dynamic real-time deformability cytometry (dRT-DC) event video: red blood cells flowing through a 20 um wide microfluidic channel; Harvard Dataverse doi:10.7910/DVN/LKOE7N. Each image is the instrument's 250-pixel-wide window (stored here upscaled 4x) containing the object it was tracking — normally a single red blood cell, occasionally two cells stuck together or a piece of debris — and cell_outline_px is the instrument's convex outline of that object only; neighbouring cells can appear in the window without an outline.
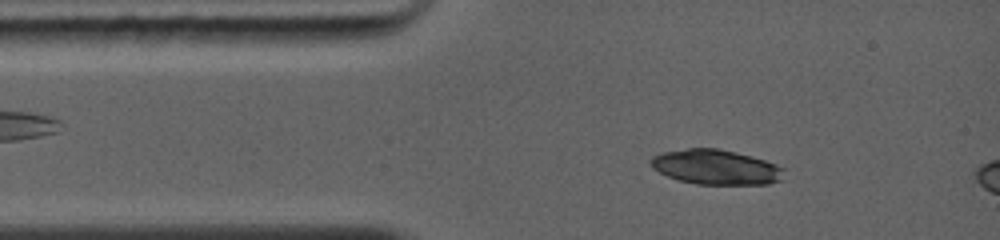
{"species": "common noctule bat (a hibernating species)", "species_latin": "Nyctalus noctula", "temperature_condition": "warm", "stored_images_in_passage": 6, "camera_frame_rate_fps": 5000, "um_per_image_px": 0.085, "animal": {"sex": "female", "body_mass_g": 19.0, "forearm_length_mm": 56.7}, "frame": {"image": 1, "passage_image": 4, "time_ms": 1.4, "image_size_px": [1000, 240], "cell_outline_px": [[784, 180], [768, 184], [696, 184], [680, 180], [668, 176], [652, 168], [648, 160], [652, 156], [664, 152], [688, 148], [720, 148], [752, 156], [776, 164], [784, 168]], "centroid_in_image_um": [60.87, 14.2], "position_along_channel_um": 24.1, "area_um2": 27.22}}